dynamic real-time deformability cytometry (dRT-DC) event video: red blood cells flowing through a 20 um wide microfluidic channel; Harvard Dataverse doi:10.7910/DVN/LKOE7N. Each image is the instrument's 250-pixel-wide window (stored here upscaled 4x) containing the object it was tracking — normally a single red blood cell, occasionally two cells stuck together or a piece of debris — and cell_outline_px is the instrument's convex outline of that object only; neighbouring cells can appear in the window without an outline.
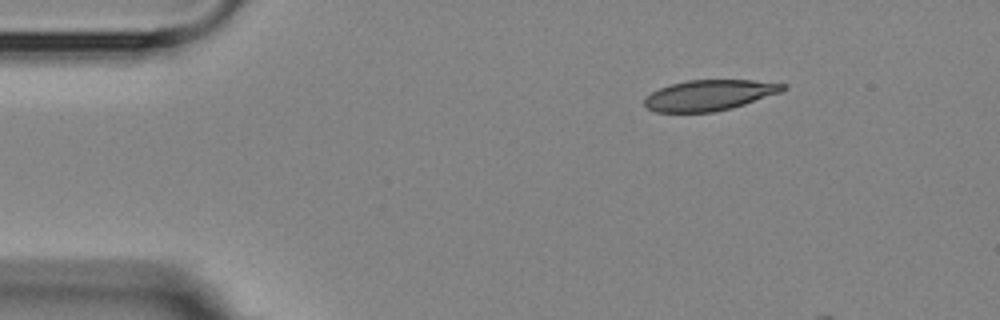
{"species": "Egyptian fruit bat (a non-hibernating species)", "species_latin": "Rousettus aegyptiacus", "temperature_condition": "room temperature", "stored_images_in_passage": 3, "camera_frame_rate_fps": 3000, "um_per_image_px": 0.085, "animal": {"sex": "female"}, "frame": {"image": 1, "passage_image": 1, "time_ms": 0.0, "image_size_px": [1000, 320], "cell_outline_px": [[788, 88], [780, 92], [732, 108], [712, 112], [656, 112], [648, 108], [644, 104], [644, 100], [652, 92], [660, 88], [672, 84], [688, 80], [752, 80], [788, 84]], "centroid_in_image_um": [60.32, 8.09], "position_along_channel_um": 24.7, "area_um2": 24.51}}